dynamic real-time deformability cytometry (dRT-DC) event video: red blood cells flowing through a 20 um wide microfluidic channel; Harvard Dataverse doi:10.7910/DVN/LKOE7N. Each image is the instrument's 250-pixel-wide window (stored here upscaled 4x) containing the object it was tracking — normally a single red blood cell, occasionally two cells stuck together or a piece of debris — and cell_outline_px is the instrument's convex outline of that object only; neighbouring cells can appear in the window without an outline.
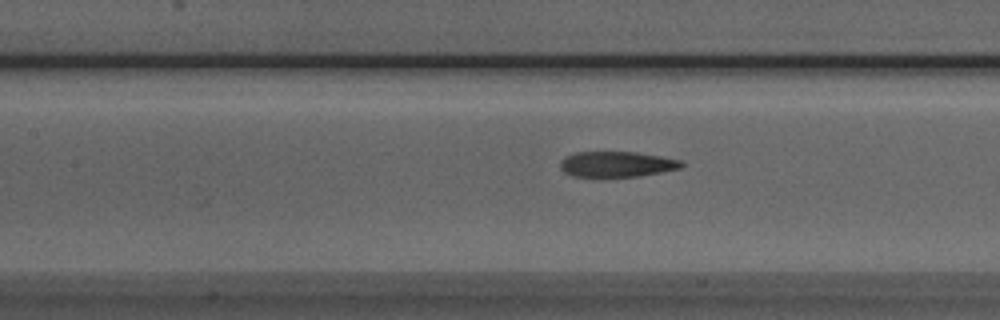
{"species": "Egyptian fruit bat (a non-hibernating species)", "species_latin": "Rousettus aegyptiacus", "temperature_condition": "room temperature", "stored_images_in_passage": 30, "camera_frame_rate_fps": 3000, "um_per_image_px": 0.085, "animal": {"sex": "male"}, "frame": {"image": 1, "passage_image": 8, "time_ms": 2.333, "image_size_px": [1000, 320], "cell_outline_px": [[684, 164], [680, 168], [640, 176], [572, 176], [564, 172], [560, 168], [560, 160], [564, 156], [576, 152], [636, 152], [660, 156], [680, 160]], "centroid_in_image_um": [52.38, 13.95], "position_along_channel_um": 155.0, "area_um2": 17.92}}
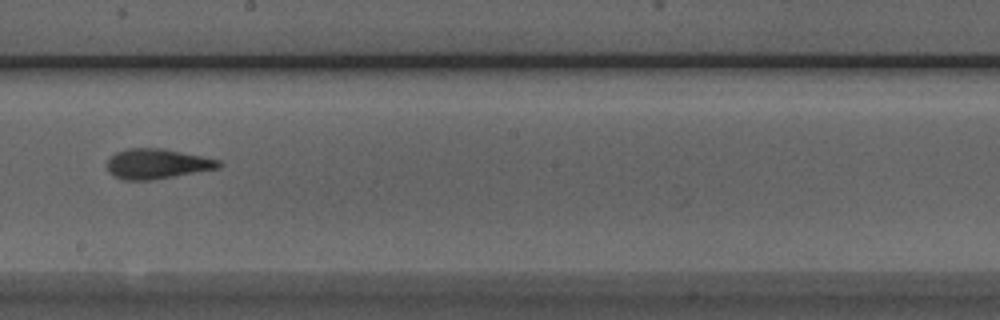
{"frame": {"image": 2, "passage_image": 14, "time_ms": 4.333, "image_size_px": [1000, 320], "cell_outline_px": [[224, 164], [220, 168], [152, 180], [120, 180], [112, 176], [108, 172], [108, 156], [116, 152], [128, 148], [160, 148], [220, 160]], "centroid_in_image_um": [13.32, 13.94], "position_along_channel_um": 234.9, "area_um2": 19.65}}
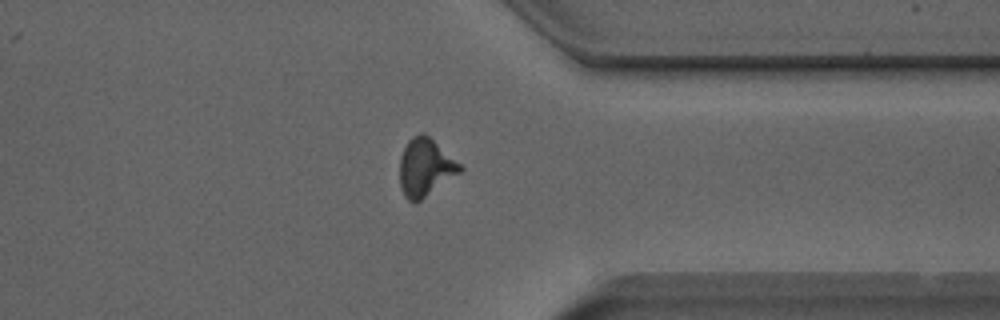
{"frame": {"image": 3, "passage_image": 25, "time_ms": 8.0, "image_size_px": [1000, 320], "cell_outline_px": [[464, 168], [460, 172], [416, 204], [408, 200], [404, 196], [400, 188], [400, 156], [408, 140], [412, 136], [420, 132], [424, 132], [460, 164]], "centroid_in_image_um": [36.12, 14.24], "position_along_channel_um": 375.3, "area_um2": 20.23}}